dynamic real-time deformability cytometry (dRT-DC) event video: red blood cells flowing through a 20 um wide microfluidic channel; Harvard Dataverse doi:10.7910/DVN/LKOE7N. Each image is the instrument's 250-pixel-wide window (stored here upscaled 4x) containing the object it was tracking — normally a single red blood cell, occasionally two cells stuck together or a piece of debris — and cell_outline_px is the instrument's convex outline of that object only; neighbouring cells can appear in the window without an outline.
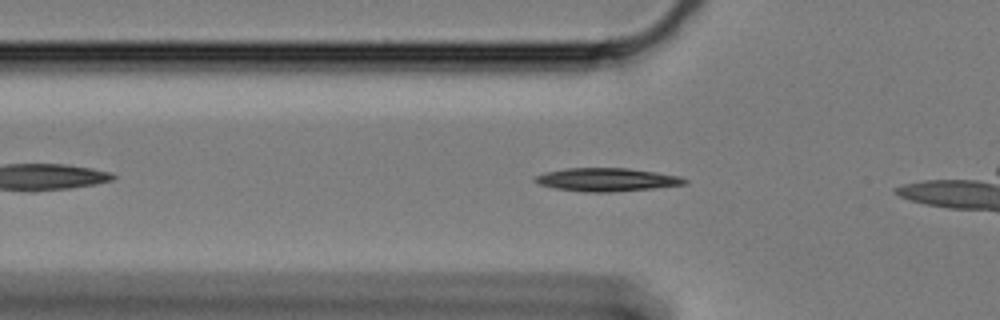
{"species": "Egyptian fruit bat (a non-hibernating species)", "species_latin": "Rousettus aegyptiacus", "temperature_condition": "cold", "stored_images_in_passage": 47, "camera_frame_rate_fps": 3000, "um_per_image_px": 0.085, "animal": {"sex": "female"}, "frame": {"image": 1, "passage_image": 6, "time_ms": 1.667, "image_size_px": [1000, 320], "cell_outline_px": [[688, 184], [652, 188], [608, 192], [584, 192], [556, 188], [540, 184], [532, 180], [536, 176], [544, 172], [564, 168], [628, 168], [656, 172], [680, 176], [688, 180]], "centroid_in_image_um": [51.58, 15.26], "position_along_channel_um": 74.2, "area_um2": 20.23}}
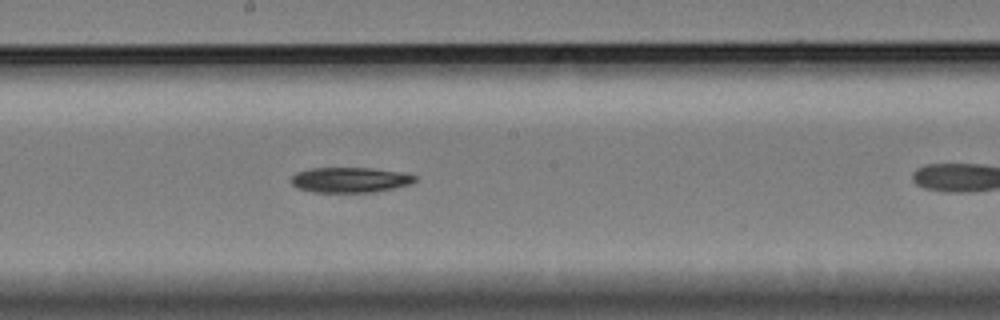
{"frame": {"image": 2, "passage_image": 19, "time_ms": 6.0, "image_size_px": [1000, 320], "cell_outline_px": [[416, 180], [408, 184], [392, 188], [372, 192], [312, 192], [296, 188], [292, 184], [292, 176], [296, 172], [308, 168], [372, 168], [404, 172], [416, 176]], "centroid_in_image_um": [29.71, 15.28], "position_along_channel_um": 218.5, "area_um2": 18.21}}
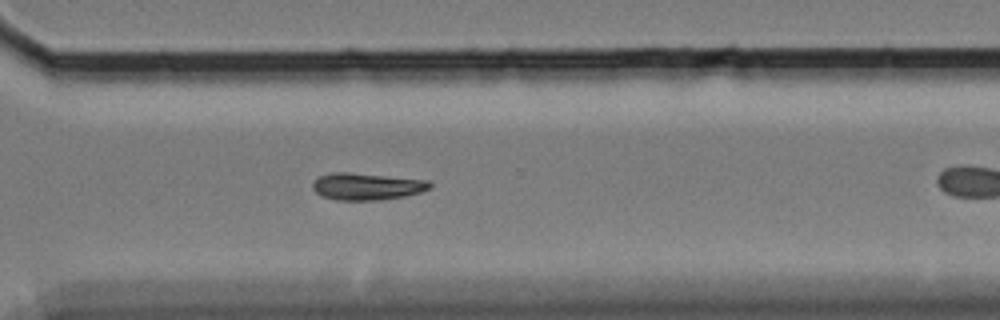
{"frame": {"image": 3, "passage_image": 30, "time_ms": 9.667, "image_size_px": [1000, 320], "cell_outline_px": [[432, 188], [420, 192], [404, 196], [380, 200], [336, 200], [324, 196], [316, 192], [312, 188], [312, 184], [320, 176], [332, 172], [348, 172], [428, 180], [432, 184]], "centroid_in_image_um": [31.2, 15.84], "position_along_channel_um": 339.4, "area_um2": 18.32}, "authors_computed_cell_mechanics": {"area_um2": 17.9758, "velocity_mm_per_s": 3.3087, "shape_relaxation_time_tau1_ms": 2.8638, "shape_relaxation_time_tau2_ms": null, "deformation_change_tau1": 0.1078, "deformation_change_tau2": null}}